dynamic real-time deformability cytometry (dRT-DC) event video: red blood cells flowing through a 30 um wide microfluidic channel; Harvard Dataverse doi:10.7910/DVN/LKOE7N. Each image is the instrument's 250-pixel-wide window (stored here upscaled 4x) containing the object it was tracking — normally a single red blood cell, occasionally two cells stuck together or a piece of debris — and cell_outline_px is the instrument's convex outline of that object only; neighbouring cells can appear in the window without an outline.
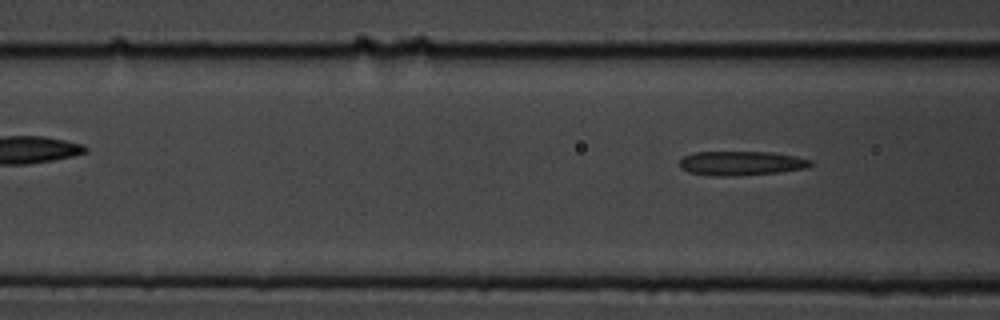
{"species": "common noctule bat (a hibernating species)", "species_latin": "Nyctalus noctula", "temperature_condition": "cold", "stored_images_in_passage": 8, "segment_of_instrument_passage": [2, 2], "camera_frame_rate_fps": 3000, "um_per_image_px": 0.085, "animal": {"sex": "male", "body_mass_g": 19.5, "forearm_length_mm": 54.6}, "frame": {"image": 1, "passage_image": 8, "time_ms": 2.333, "image_size_px": [1000, 320], "cell_outline_px": [[812, 164], [808, 168], [780, 172], [740, 176], [712, 176], [688, 172], [680, 168], [680, 160], [684, 156], [692, 152], [768, 152], [796, 156], [812, 160]], "centroid_in_image_um": [63.0, 13.88], "position_along_channel_um": 103.6, "area_um2": 18.73}}